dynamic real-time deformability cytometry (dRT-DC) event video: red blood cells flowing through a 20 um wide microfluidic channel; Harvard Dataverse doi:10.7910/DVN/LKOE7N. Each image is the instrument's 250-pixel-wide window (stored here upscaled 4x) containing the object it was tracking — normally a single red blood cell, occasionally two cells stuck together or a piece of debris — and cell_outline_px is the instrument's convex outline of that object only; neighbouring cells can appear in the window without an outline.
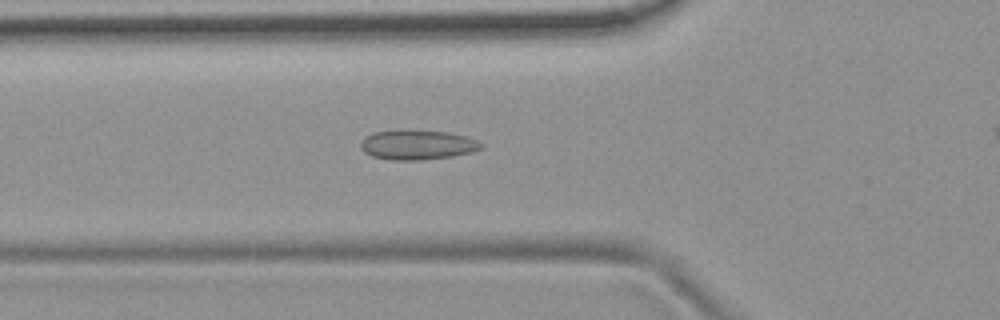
{"species": "common noctule bat (a hibernating species)", "species_latin": "Nyctalus noctula", "temperature_condition": "room temperature", "stored_images_in_passage": 36, "camera_frame_rate_fps": 3000, "um_per_image_px": 0.085, "animal": {"sex": "female", "body_mass_g": 19.9}, "frame": {"image": 1, "passage_image": 7, "time_ms": 2.0, "image_size_px": [1000, 320], "cell_outline_px": [[484, 144], [480, 148], [472, 152], [452, 156], [420, 160], [392, 160], [372, 156], [364, 152], [360, 148], [360, 144], [364, 136], [372, 132], [400, 128], [408, 128], [448, 132], [464, 136], [476, 140]], "centroid_in_image_um": [35.41, 12.27], "position_along_channel_um": 90.4, "area_um2": 21.39}}
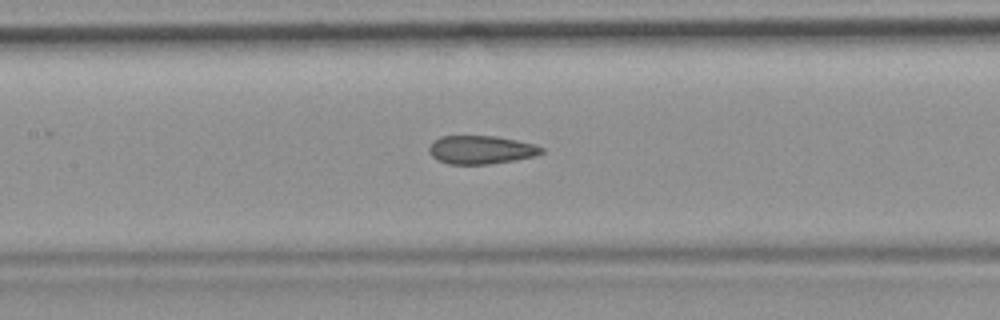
{"frame": {"image": 2, "passage_image": 13, "time_ms": 4.0, "image_size_px": [1000, 320], "cell_outline_px": [[544, 152], [536, 156], [516, 160], [488, 164], [448, 164], [436, 160], [428, 152], [428, 148], [440, 136], [496, 136], [516, 140], [532, 144], [544, 148]], "centroid_in_image_um": [40.88, 12.74], "position_along_channel_um": 166.5, "area_um2": 18.61}}
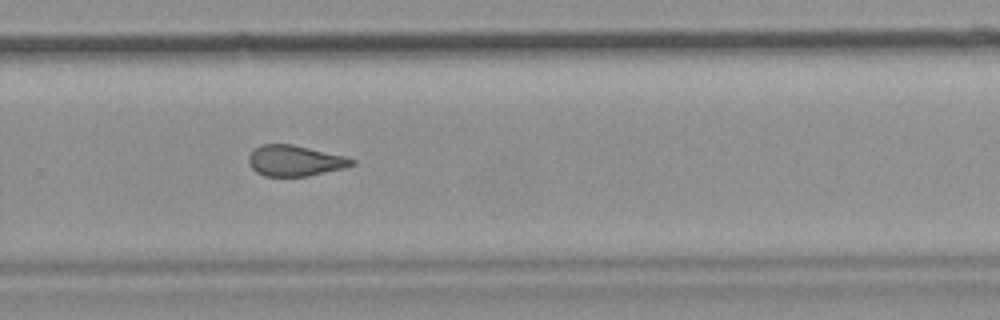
{"frame": {"image": 3, "passage_image": 24, "time_ms": 7.667, "image_size_px": [1000, 320], "cell_outline_px": [[356, 164], [344, 168], [308, 176], [264, 176], [256, 172], [252, 168], [248, 160], [248, 156], [260, 144], [292, 144], [344, 156], [356, 160]], "centroid_in_image_um": [25.07, 13.66], "position_along_channel_um": 304.7, "area_um2": 18.44}, "authors_computed_cell_mechanics": {"area_um2": 19.0162, "velocity_mm_per_s": 3.7881, "shape_relaxation_time_tau1_ms": null, "shape_relaxation_time_tau2_ms": 2.1384, "deformation_change_tau1": null, "deformation_change_tau2": 0.0895}}